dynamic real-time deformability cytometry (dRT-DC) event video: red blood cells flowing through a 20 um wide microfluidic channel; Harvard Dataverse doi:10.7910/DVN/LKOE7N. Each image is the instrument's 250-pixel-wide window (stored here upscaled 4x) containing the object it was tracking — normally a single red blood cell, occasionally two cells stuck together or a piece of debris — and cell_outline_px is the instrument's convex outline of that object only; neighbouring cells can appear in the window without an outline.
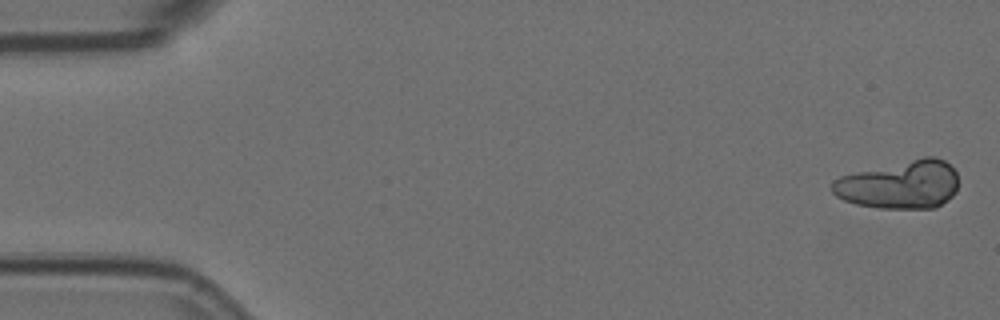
{"species": "Egyptian fruit bat (a non-hibernating species)", "species_latin": "Rousettus aegyptiacus", "temperature_condition": "room temperature", "stored_images_in_passage": 6, "segment_of_instrument_passage": [1, 2], "camera_frame_rate_fps": 3000, "um_per_image_px": 0.085, "animal": {"sex": "female"}, "frame": {"image": 1, "passage_image": 1, "time_ms": 0.0, "image_size_px": [1000, 320], "cell_outline_px": [[956, 192], [952, 196], [936, 208], [880, 208], [856, 204], [844, 200], [836, 196], [832, 192], [832, 180], [840, 176], [924, 156], [936, 156], [944, 160], [956, 172]], "centroid_in_image_um": [76.48, 15.7], "position_along_channel_um": 8.5, "area_um2": 35.32}}